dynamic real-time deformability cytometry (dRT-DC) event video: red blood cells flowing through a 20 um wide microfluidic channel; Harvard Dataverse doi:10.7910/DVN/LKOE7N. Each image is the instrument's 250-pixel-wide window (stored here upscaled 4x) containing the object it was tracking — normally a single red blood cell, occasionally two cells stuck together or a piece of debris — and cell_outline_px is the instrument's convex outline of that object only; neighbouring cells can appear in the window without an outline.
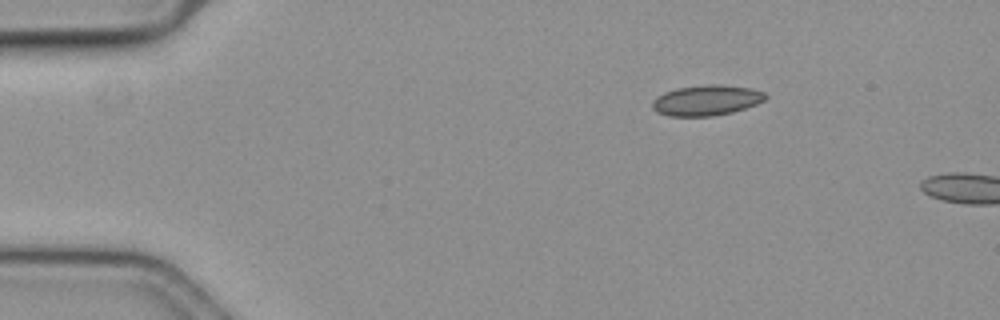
{"species": "common noctule bat (a hibernating species)", "species_latin": "Nyctalus noctula", "temperature_condition": "cold", "stored_images_in_passage": 4, "camera_frame_rate_fps": 3000, "um_per_image_px": 0.085, "animal": {"sex": "female", "body_mass_g": 19.3, "forearm_length_mm": 54.1}, "frame": {"image": 1, "passage_image": 1, "time_ms": 0.0, "image_size_px": [1000, 320], "cell_outline_px": [[768, 96], [764, 100], [756, 104], [732, 112], [712, 116], [668, 116], [656, 112], [652, 108], [652, 100], [656, 96], [664, 92], [676, 88], [704, 84], [720, 84], [752, 88], [764, 92]], "centroid_in_image_um": [60.02, 8.51], "position_along_channel_um": 25.0, "area_um2": 20.29}}